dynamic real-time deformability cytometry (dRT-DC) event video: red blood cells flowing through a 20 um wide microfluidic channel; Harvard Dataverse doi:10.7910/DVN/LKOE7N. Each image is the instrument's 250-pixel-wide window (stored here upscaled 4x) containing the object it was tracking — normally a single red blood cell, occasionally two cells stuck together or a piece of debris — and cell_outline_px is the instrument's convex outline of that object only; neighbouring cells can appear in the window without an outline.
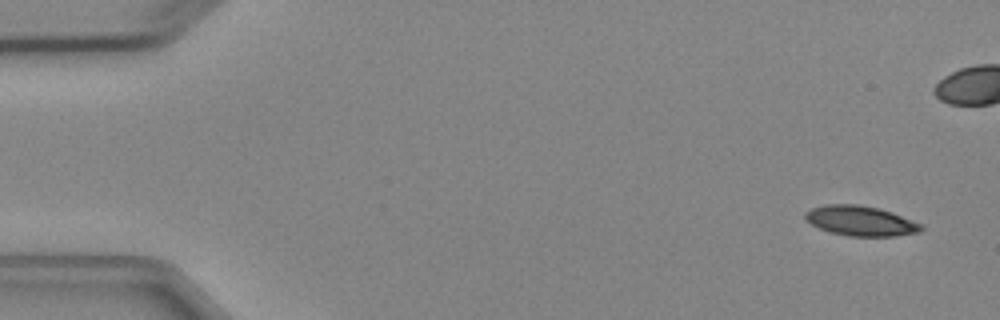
{"species": "Egyptian fruit bat (a non-hibernating species)", "species_latin": "Rousettus aegyptiacus", "temperature_condition": "cold", "stored_images_in_passage": 5, "camera_frame_rate_fps": 3000, "um_per_image_px": 0.085, "animal": {"sex": "female"}, "frame": {"image": 1, "passage_image": 1, "time_ms": 0.0, "image_size_px": [1000, 320], "cell_outline_px": [[924, 228], [920, 232], [896, 236], [848, 236], [832, 232], [820, 228], [812, 224], [804, 216], [804, 212], [812, 208], [824, 204], [856, 204], [880, 208], [892, 212], [920, 224]], "centroid_in_image_um": [73.15, 18.76], "position_along_channel_um": 11.9, "area_um2": 20.11}}